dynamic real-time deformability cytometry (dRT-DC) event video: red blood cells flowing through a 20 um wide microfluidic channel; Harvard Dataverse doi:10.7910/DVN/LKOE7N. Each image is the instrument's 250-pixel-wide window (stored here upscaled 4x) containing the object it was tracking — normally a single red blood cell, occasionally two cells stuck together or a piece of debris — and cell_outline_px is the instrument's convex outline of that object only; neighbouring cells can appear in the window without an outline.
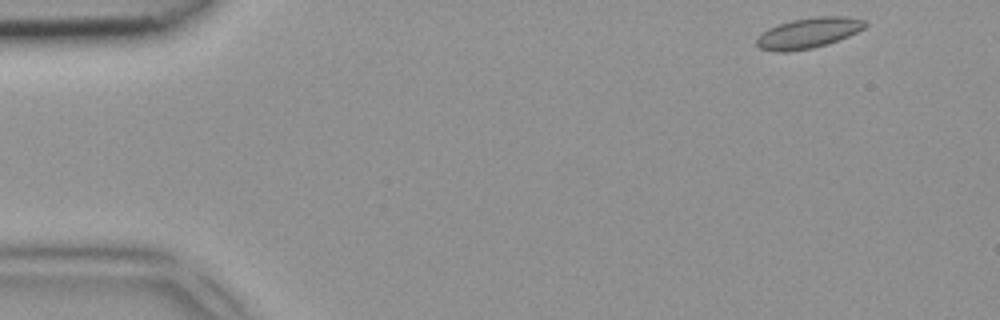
{"species": "common noctule bat (a hibernating species)", "species_latin": "Nyctalus noctula", "temperature_condition": "room temperature", "stored_images_in_passage": 8, "camera_frame_rate_fps": 3000, "um_per_image_px": 0.085, "animal": {"sex": "female", "body_mass_g": 18.4}, "frame": {"image": 1, "passage_image": 1, "time_ms": 0.0, "image_size_px": [1000, 320], "cell_outline_px": [[868, 24], [864, 28], [848, 36], [828, 44], [812, 48], [788, 52], [776, 52], [760, 48], [756, 44], [756, 40], [768, 28], [792, 20], [816, 16], [848, 16], [864, 20]], "centroid_in_image_um": [68.74, 2.8], "position_along_channel_um": 16.3, "area_um2": 19.19}}